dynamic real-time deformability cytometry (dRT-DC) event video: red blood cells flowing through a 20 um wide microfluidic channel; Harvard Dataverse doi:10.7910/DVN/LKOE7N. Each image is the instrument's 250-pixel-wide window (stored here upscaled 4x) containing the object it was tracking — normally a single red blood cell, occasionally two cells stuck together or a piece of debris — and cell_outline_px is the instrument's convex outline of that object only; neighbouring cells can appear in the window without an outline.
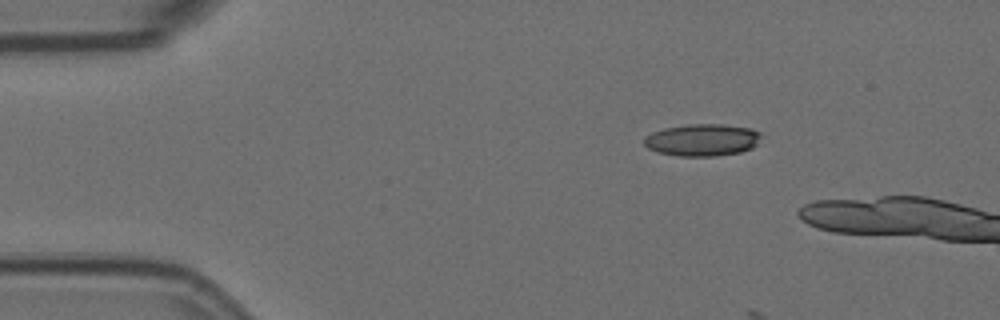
{"species": "Egyptian fruit bat (a non-hibernating species)", "species_latin": "Rousettus aegyptiacus", "temperature_condition": "room temperature", "stored_images_in_passage": 5, "camera_frame_rate_fps": 3000, "um_per_image_px": 0.085, "animal": {"sex": "female"}, "frame": {"image": 1, "passage_image": 1, "time_ms": 0.0, "image_size_px": [1000, 320], "cell_outline_px": [[764, 136], [752, 148], [740, 152], [716, 156], [676, 156], [656, 152], [648, 148], [644, 144], [644, 136], [652, 132], [664, 128], [688, 124], [720, 124], [752, 128], [760, 132]], "centroid_in_image_um": [59.7, 11.89], "position_along_channel_um": 25.3, "area_um2": 22.2}}